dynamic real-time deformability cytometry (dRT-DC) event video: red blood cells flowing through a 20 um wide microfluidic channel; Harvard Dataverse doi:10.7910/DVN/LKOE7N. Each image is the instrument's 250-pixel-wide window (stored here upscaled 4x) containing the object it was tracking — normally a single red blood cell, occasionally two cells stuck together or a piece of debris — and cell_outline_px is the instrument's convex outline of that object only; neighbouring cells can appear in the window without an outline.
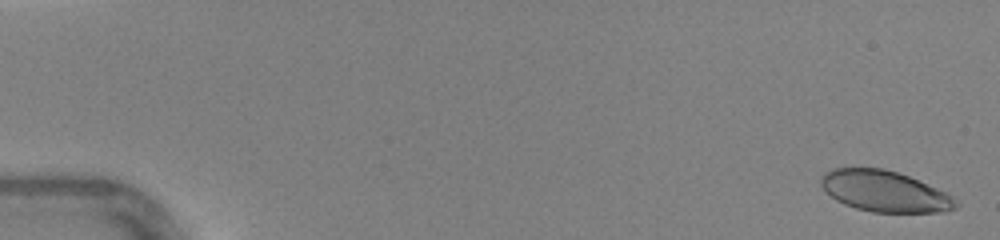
{"species": "human", "species_latin": "Homo sapiens", "temperature_condition": "warm", "stored_images_in_passage": 47, "camera_frame_rate_fps": 3000, "um_per_image_px": 0.085, "donor": {"sex": "female"}, "frame": {"image": 1, "passage_image": 2, "time_ms": 0.333, "image_size_px": [1000, 240], "cell_outline_px": [[960, 204], [956, 208], [948, 212], [872, 212], [856, 208], [844, 204], [836, 200], [820, 184], [820, 180], [824, 172], [832, 168], [884, 168], [908, 176], [936, 188], [960, 200]], "centroid_in_image_um": [75.22, 16.27], "position_along_channel_um": 9.8, "area_um2": 32.19}}
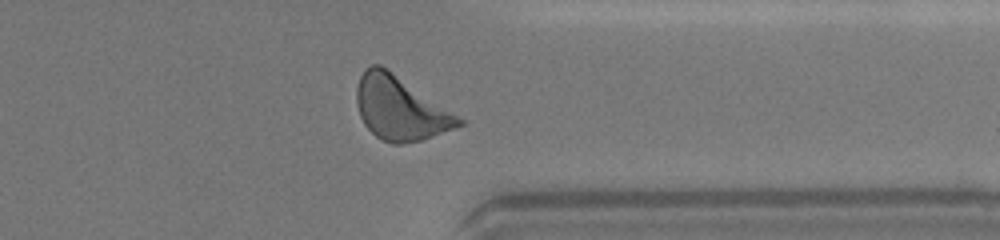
{"frame": {"image": 2, "passage_image": 38, "time_ms": 12.333, "image_size_px": [1000, 240], "cell_outline_px": [[468, 120], [464, 124], [420, 140], [400, 144], [392, 144], [376, 136], [364, 124], [360, 116], [356, 100], [356, 88], [360, 76], [364, 68], [372, 64], [380, 64]], "centroid_in_image_um": [34.03, 9.18], "position_along_channel_um": 377.4, "area_um2": 37.92}}
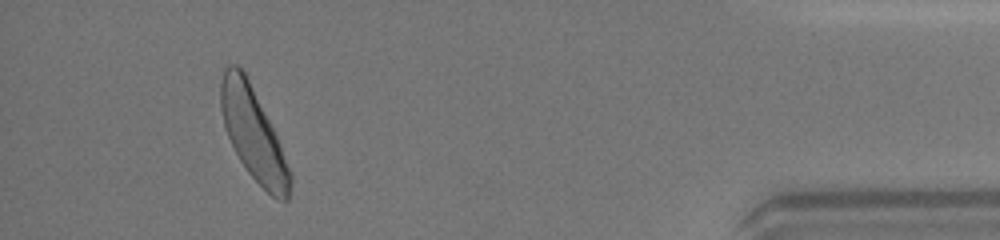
{"frame": {"image": 3, "passage_image": 44, "time_ms": 14.333, "image_size_px": [1000, 240], "cell_outline_px": [[292, 180], [288, 200], [276, 200], [248, 172], [240, 160], [228, 136], [224, 124], [220, 108], [220, 84], [224, 68], [228, 64], [236, 64], [244, 72], [276, 132], [292, 176]], "centroid_in_image_um": [21.53, 11.37], "position_along_channel_um": 413.7, "area_um2": 36.88}, "authors_computed_cell_mechanics": {"area_um2": 35.6048, "velocity_mm_per_s": 4.3861, "shape_relaxation_time_tau1_ms": 2.1507, "shape_relaxation_time_tau2_ms": 2.2472, "deformation_change_tau1": 0.1271, "deformation_change_tau2": 0.0817}}